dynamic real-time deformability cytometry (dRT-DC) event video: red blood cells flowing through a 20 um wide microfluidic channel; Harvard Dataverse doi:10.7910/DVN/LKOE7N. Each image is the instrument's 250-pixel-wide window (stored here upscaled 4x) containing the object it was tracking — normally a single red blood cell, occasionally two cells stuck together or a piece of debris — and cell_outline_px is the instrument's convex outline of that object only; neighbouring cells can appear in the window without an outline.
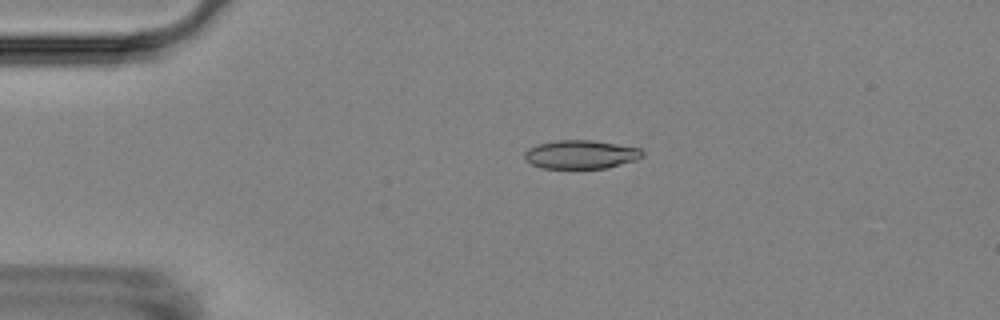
{"species": "Egyptian fruit bat (a non-hibernating species)", "species_latin": "Rousettus aegyptiacus", "temperature_condition": "room temperature", "stored_images_in_passage": 3, "camera_frame_rate_fps": 3000, "um_per_image_px": 0.085, "animal": {"sex": "female"}, "frame": {"image": 1, "passage_image": 2, "time_ms": 1.0, "image_size_px": [1000, 320], "cell_outline_px": [[644, 156], [636, 160], [608, 168], [540, 168], [524, 160], [524, 152], [528, 148], [536, 144], [556, 140], [592, 140], [640, 148], [644, 152]], "centroid_in_image_um": [49.35, 13.13], "position_along_channel_um": 35.6, "area_um2": 19.83}}